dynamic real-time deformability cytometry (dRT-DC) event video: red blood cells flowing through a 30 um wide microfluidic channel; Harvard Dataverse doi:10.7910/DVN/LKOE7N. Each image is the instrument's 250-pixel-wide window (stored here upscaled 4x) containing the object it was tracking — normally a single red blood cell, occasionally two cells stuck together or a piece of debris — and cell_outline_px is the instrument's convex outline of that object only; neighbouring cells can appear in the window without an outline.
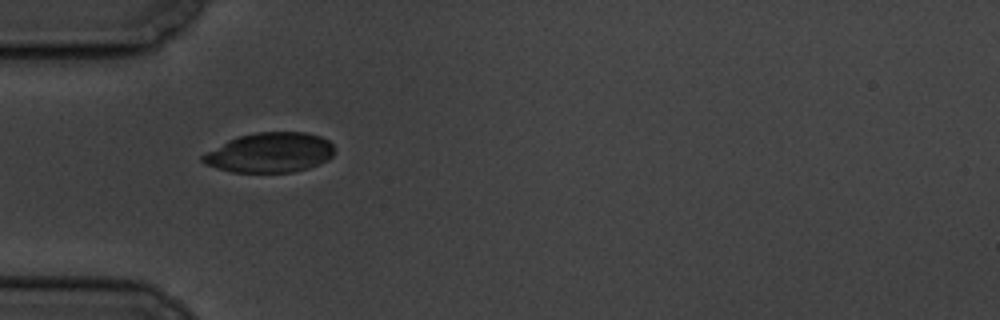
{"species": "common noctule bat (a hibernating species)", "species_latin": "Nyctalus noctula", "temperature_condition": "cold", "stored_images_in_passage": 3, "camera_frame_rate_fps": 3000, "um_per_image_px": 0.085, "animal": {"sex": "male", "body_mass_g": 19.5, "forearm_length_mm": 54.6}, "frame": {"image": 1, "passage_image": 1, "time_ms": 0.0, "image_size_px": [1000, 320], "cell_outline_px": [[336, 148], [332, 156], [328, 160], [320, 164], [308, 168], [292, 172], [232, 172], [216, 168], [204, 164], [200, 160], [200, 156], [228, 140], [240, 136], [256, 132], [304, 132], [320, 136], [328, 140]], "centroid_in_image_um": [22.95, 12.97], "position_along_channel_um": 62.0, "area_um2": 30.69}}
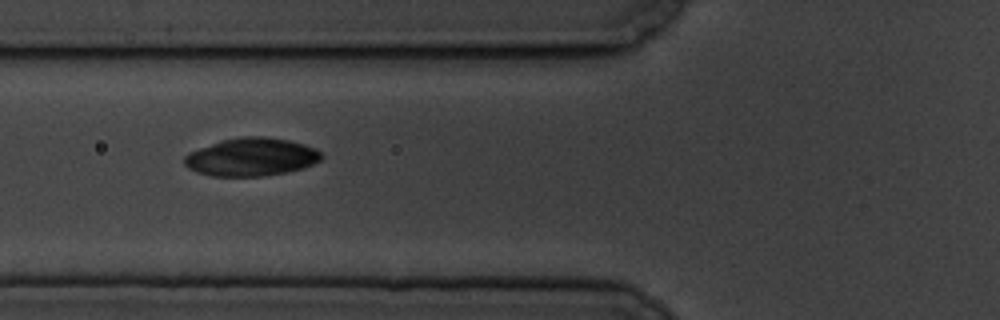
{"frame": {"image": 2, "passage_image": 2, "time_ms": 1.333, "image_size_px": [1000, 320], "cell_outline_px": [[324, 156], [320, 160], [304, 168], [284, 172], [260, 176], [212, 176], [196, 172], [188, 168], [184, 164], [184, 156], [188, 152], [224, 140], [240, 136], [264, 136], [288, 140], [304, 144], [316, 148], [324, 152]], "centroid_in_image_um": [21.39, 13.34], "position_along_channel_um": 104.4, "area_um2": 30.4}}
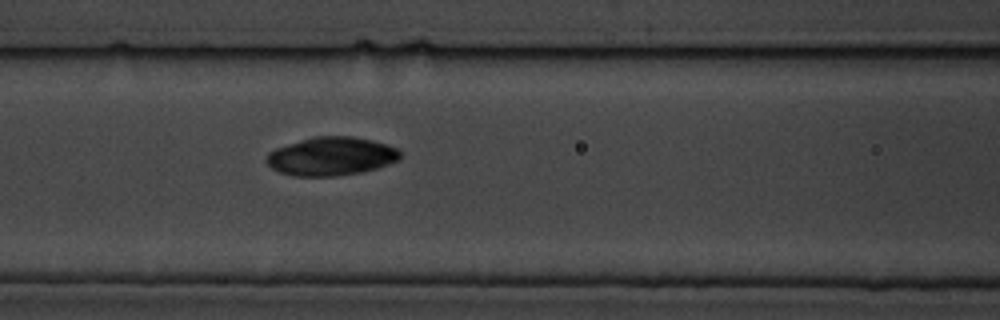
{"frame": {"image": 3, "passage_image": 3, "time_ms": 2.333, "image_size_px": [1000, 320], "cell_outline_px": [[400, 160], [376, 168], [360, 172], [336, 176], [292, 176], [280, 172], [272, 168], [264, 160], [268, 152], [276, 148], [300, 140], [316, 136], [352, 136], [372, 140], [388, 144], [396, 148], [400, 152]], "centroid_in_image_um": [28.14, 13.28], "position_along_channel_um": 138.5, "area_um2": 30.0}}